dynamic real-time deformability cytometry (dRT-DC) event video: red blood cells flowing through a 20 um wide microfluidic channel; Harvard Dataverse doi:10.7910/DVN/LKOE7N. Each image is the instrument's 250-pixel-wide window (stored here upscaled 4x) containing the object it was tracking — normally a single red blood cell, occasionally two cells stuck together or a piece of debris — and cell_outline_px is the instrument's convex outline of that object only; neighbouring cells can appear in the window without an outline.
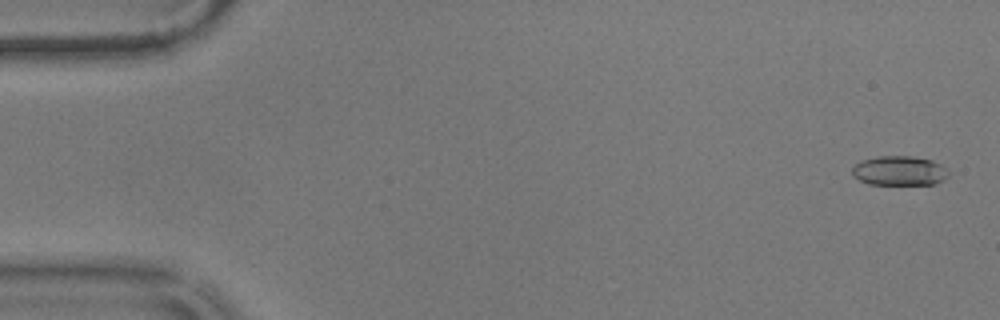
{"species": "common noctule bat (a hibernating species)", "species_latin": "Nyctalus noctula", "temperature_condition": "warm", "stored_images_in_passage": 11, "camera_frame_rate_fps": 3000, "um_per_image_px": 0.085, "animal": {"sex": "male", "body_mass_g": 17.9}, "frame": {"image": 1, "passage_image": 2, "time_ms": 0.333, "image_size_px": [1000, 320], "cell_outline_px": [[948, 176], [936, 184], [868, 184], [852, 176], [852, 168], [860, 160], [876, 156], [912, 156], [932, 160], [948, 168]], "centroid_in_image_um": [76.44, 14.51], "position_along_channel_um": 8.6, "area_um2": 16.7}}